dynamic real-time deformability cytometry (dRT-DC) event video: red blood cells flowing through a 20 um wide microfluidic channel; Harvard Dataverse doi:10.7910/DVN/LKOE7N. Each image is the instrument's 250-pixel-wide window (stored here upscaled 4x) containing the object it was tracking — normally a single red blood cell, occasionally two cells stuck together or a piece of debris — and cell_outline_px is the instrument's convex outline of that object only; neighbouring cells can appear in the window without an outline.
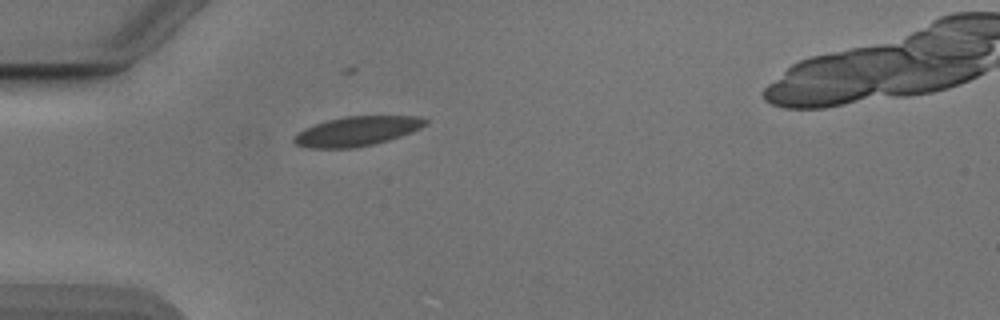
{"species": "Egyptian fruit bat (a non-hibernating species)", "species_latin": "Rousettus aegyptiacus", "temperature_condition": "cold", "stored_images_in_passage": 28, "camera_frame_rate_fps": 3000, "um_per_image_px": 0.085, "animal": {"sex": "male"}, "frame": {"image": 1, "passage_image": 1, "time_ms": 0.0, "image_size_px": [1000, 320], "cell_outline_px": [[428, 124], [420, 128], [400, 136], [388, 140], [372, 144], [352, 148], [312, 148], [296, 144], [292, 140], [292, 136], [304, 128], [328, 120], [344, 116], [420, 116], [428, 120]], "centroid_in_image_um": [30.33, 11.14], "position_along_channel_um": 54.7, "area_um2": 22.48}}
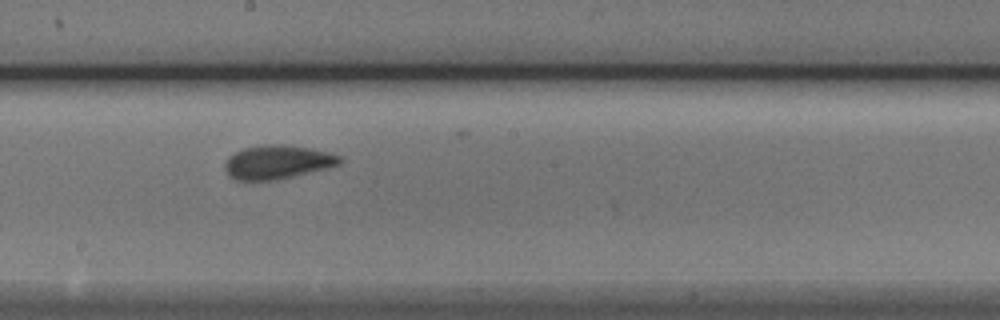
{"frame": {"image": 2, "passage_image": 15, "time_ms": 4.667, "image_size_px": [1000, 320], "cell_outline_px": [[344, 160], [340, 164], [328, 168], [292, 176], [272, 180], [236, 180], [228, 176], [224, 168], [224, 164], [228, 156], [244, 148], [264, 144], [280, 144], [308, 148], [328, 152], [340, 156]], "centroid_in_image_um": [23.56, 13.77], "position_along_channel_um": 224.6, "area_um2": 22.54}}
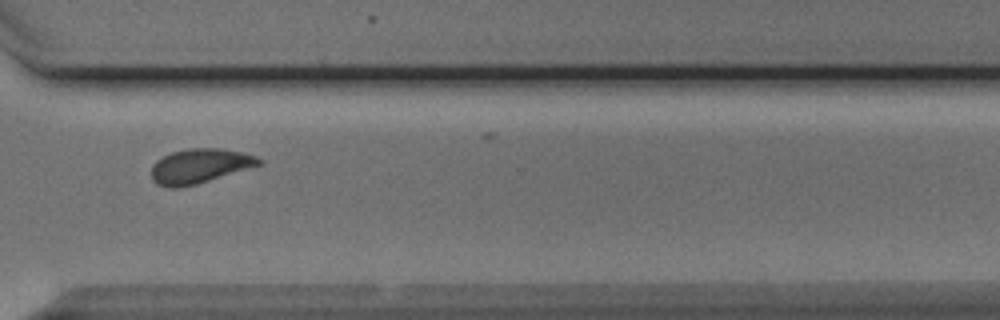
{"frame": {"image": 3, "passage_image": 25, "time_ms": 8.0, "image_size_px": [1000, 320], "cell_outline_px": [[264, 164], [196, 184], [180, 188], [168, 188], [156, 184], [152, 180], [152, 164], [156, 160], [172, 152], [188, 148], [224, 148], [244, 152], [256, 156], [264, 160]], "centroid_in_image_um": [17.0, 14.11], "position_along_channel_um": 353.6, "area_um2": 21.96}, "authors_computed_cell_mechanics": {"area_um2": 21.964, "velocity_mm_per_s": 3.868, "shape_relaxation_time_tau1_ms": 2.5727, "shape_relaxation_time_tau2_ms": null, "deformation_change_tau1": 0.0987, "deformation_change_tau2": null}}